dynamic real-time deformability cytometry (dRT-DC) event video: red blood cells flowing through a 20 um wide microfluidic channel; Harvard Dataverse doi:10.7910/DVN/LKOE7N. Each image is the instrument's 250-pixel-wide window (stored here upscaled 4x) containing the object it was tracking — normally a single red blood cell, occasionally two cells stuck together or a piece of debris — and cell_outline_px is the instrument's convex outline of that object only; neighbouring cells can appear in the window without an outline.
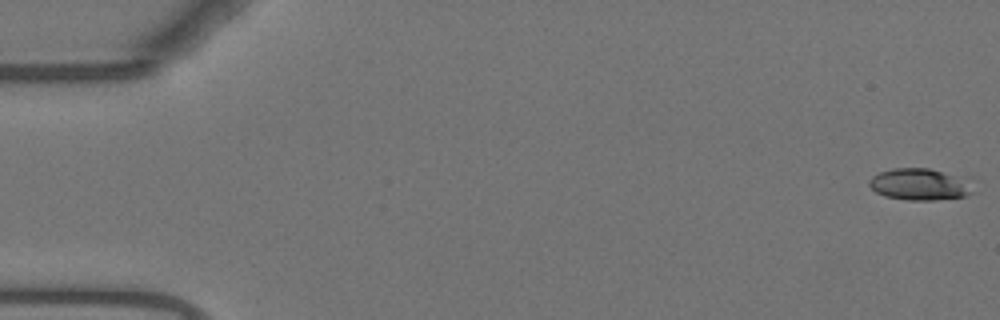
{"species": "Egyptian fruit bat (a non-hibernating species)", "species_latin": "Rousettus aegyptiacus", "temperature_condition": "warm", "stored_images_in_passage": 44, "camera_frame_rate_fps": 3000, "um_per_image_px": 0.085, "animal": {"sex": "female"}, "frame": {"image": 1, "passage_image": 1, "time_ms": 0.0, "image_size_px": [1000, 320], "cell_outline_px": [[972, 192], [964, 196], [936, 200], [908, 200], [884, 196], [876, 192], [868, 184], [868, 180], [872, 176], [880, 172], [892, 168], [928, 168], [972, 176]], "centroid_in_image_um": [78.27, 15.64], "position_along_channel_um": 6.7, "area_um2": 19.83}}
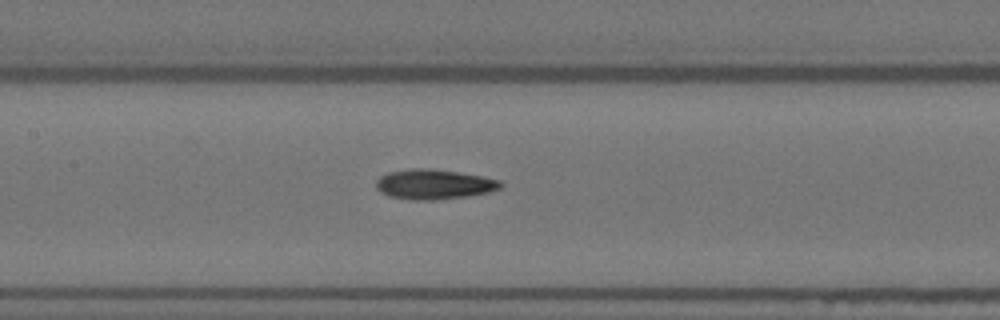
{"frame": {"image": 2, "passage_image": 26, "time_ms": 8.333, "image_size_px": [1000, 320], "cell_outline_px": [[504, 184], [500, 188], [488, 192], [468, 196], [436, 200], [412, 200], [388, 196], [380, 192], [376, 188], [376, 180], [380, 176], [388, 172], [412, 168], [428, 168], [484, 176], [500, 180]], "centroid_in_image_um": [36.87, 15.67], "position_along_channel_um": 170.5, "area_um2": 21.85}}
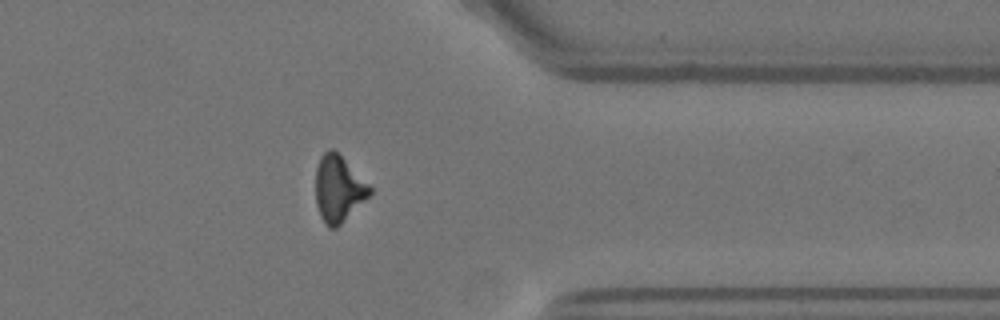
{"frame": {"image": 3, "passage_image": 44, "time_ms": 14.333, "image_size_px": [1000, 320], "cell_outline_px": [[372, 192], [336, 228], [328, 228], [324, 224], [320, 216], [316, 204], [316, 168], [320, 156], [328, 148], [332, 148], [372, 188]], "centroid_in_image_um": [28.72, 16.06], "position_along_channel_um": 382.7, "area_um2": 20.46}, "authors_computed_cell_mechanics": {"area_um2": 20.8658, "velocity_mm_per_s": 3.7341, "shape_relaxation_time_tau1_ms": 3.7507, "shape_relaxation_time_tau2_ms": 3.537, "deformation_change_tau1": 0.1529, "deformation_change_tau2": 0.1199}}